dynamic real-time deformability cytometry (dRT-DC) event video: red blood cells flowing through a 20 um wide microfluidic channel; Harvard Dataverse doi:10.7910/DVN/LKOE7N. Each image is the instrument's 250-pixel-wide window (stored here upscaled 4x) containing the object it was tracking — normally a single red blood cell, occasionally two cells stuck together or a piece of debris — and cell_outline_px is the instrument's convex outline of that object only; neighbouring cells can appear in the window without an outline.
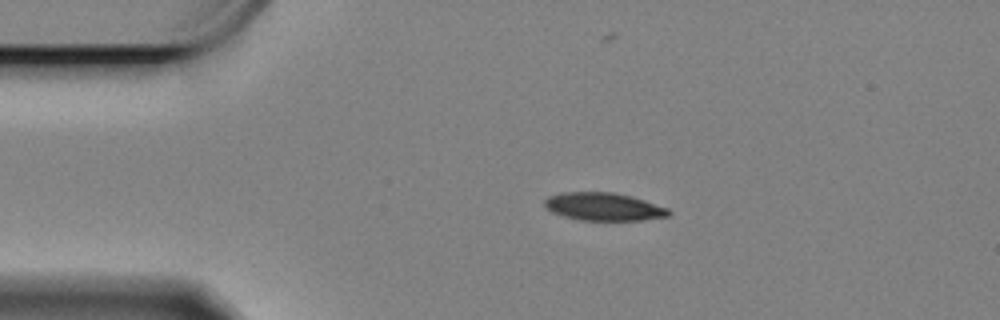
{"species": "Egyptian fruit bat (a non-hibernating species)", "species_latin": "Rousettus aegyptiacus", "temperature_condition": "cold", "stored_images_in_passage": 50, "camera_frame_rate_fps": 3000, "um_per_image_px": 0.085, "animal": {"sex": "female"}, "frame": {"image": 1, "passage_image": 1, "time_ms": 0.0, "image_size_px": [1000, 320], "cell_outline_px": [[672, 212], [668, 216], [640, 220], [580, 220], [564, 216], [552, 212], [544, 204], [544, 200], [548, 196], [560, 192], [612, 192], [644, 200], [668, 208]], "centroid_in_image_um": [51.29, 17.56], "position_along_channel_um": 33.7, "area_um2": 20.0}}
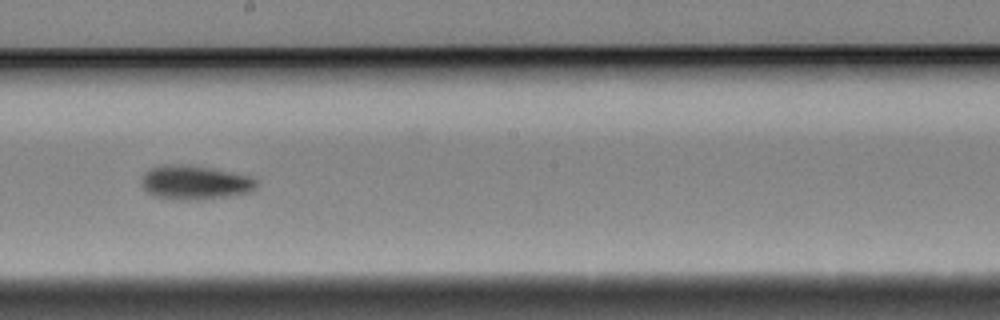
{"frame": {"image": 2, "passage_image": 22, "time_ms": 7.0, "image_size_px": [1000, 320], "cell_outline_px": [[256, 188], [252, 192], [228, 196], [196, 200], [180, 200], [152, 196], [140, 184], [140, 180], [144, 172], [152, 168], [208, 168], [252, 176], [256, 180]], "centroid_in_image_um": [16.61, 15.59], "position_along_channel_um": 231.6, "area_um2": 21.85}}
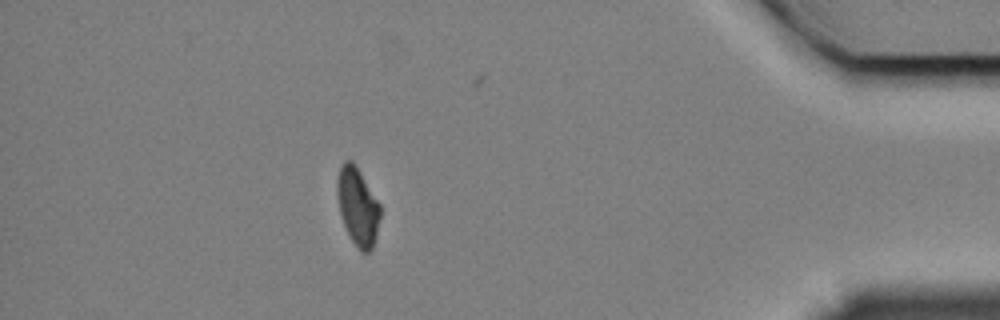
{"frame": {"image": 3, "passage_image": 42, "time_ms": 13.667, "image_size_px": [1000, 320], "cell_outline_px": [[380, 216], [376, 236], [372, 248], [368, 252], [360, 252], [356, 248], [344, 224], [340, 212], [336, 192], [336, 180], [340, 168], [344, 160], [352, 160], [380, 204]], "centroid_in_image_um": [30.39, 17.55], "position_along_channel_um": 404.8, "area_um2": 19.31}, "authors_computed_cell_mechanics": {"area_um2": 21.3571, "velocity_mm_per_s": 3.3204, "shape_relaxation_time_tau1_ms": 3.1556, "shape_relaxation_time_tau2_ms": 10.3587, "deformation_change_tau1": 0.1145, "deformation_change_tau2": 0.1384}}